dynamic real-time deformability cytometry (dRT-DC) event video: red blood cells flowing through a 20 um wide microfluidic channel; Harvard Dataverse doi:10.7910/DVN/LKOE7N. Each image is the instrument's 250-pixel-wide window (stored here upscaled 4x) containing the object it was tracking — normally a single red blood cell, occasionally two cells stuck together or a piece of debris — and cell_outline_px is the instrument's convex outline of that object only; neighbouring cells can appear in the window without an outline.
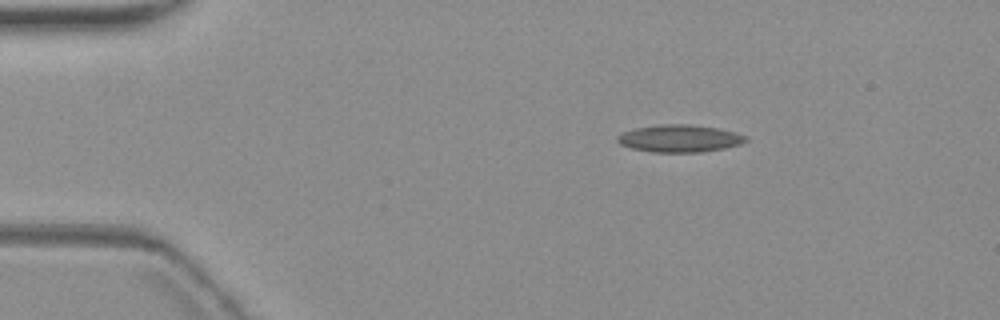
{"species": "common noctule bat (a hibernating species)", "species_latin": "Nyctalus noctula", "temperature_condition": "warm", "stored_images_in_passage": 4, "camera_frame_rate_fps": 3000, "um_per_image_px": 0.085, "animal": {"sex": "female", "body_mass_g": 19.3, "forearm_length_mm": 54.1}, "frame": {"image": 1, "passage_image": 1, "time_ms": 0.0, "image_size_px": [1000, 320], "cell_outline_px": [[748, 140], [740, 144], [724, 148], [700, 152], [652, 152], [632, 148], [620, 144], [616, 140], [616, 136], [624, 132], [636, 128], [660, 124], [688, 124], [716, 128], [736, 132], [748, 136]], "centroid_in_image_um": [57.77, 11.77], "position_along_channel_um": 27.2, "area_um2": 20.4}}
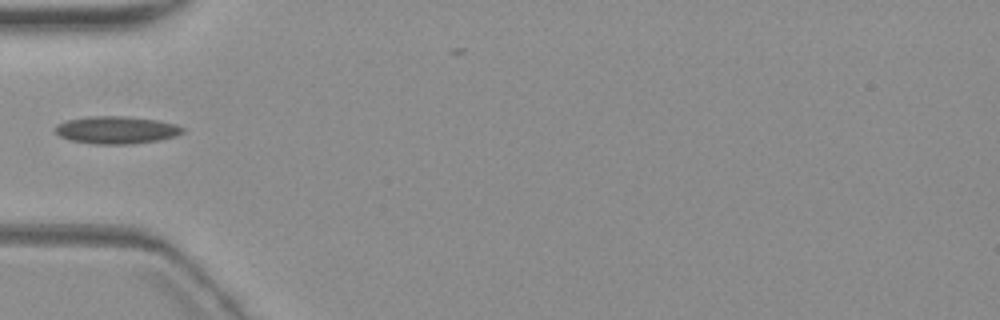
{"frame": {"image": 2, "passage_image": 4, "time_ms": 3.333, "image_size_px": [1000, 320], "cell_outline_px": [[184, 132], [176, 136], [160, 140], [128, 144], [92, 144], [68, 140], [60, 136], [52, 128], [56, 124], [68, 120], [88, 116], [124, 116], [156, 120], [176, 124], [184, 128]], "centroid_in_image_um": [9.87, 11.05], "position_along_channel_um": 75.1, "area_um2": 20.58}}